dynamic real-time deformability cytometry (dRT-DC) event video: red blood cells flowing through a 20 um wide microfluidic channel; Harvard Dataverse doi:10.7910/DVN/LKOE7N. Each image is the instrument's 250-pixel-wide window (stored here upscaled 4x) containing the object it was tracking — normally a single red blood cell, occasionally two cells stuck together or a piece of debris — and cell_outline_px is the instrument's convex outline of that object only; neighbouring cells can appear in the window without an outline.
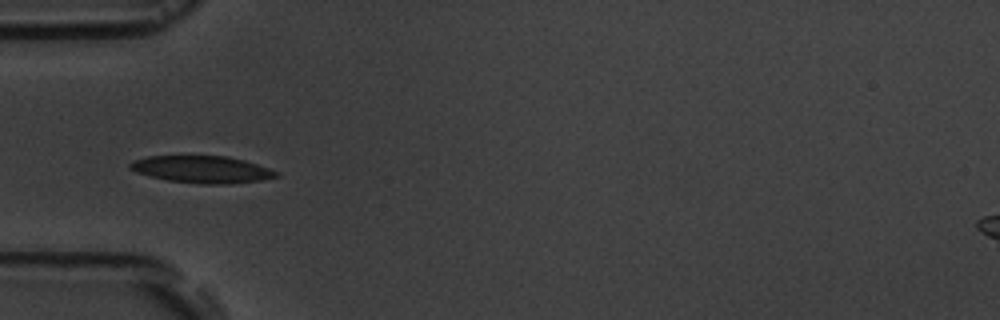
{"species": "common noctule bat (a hibernating species)", "species_latin": "Nyctalus noctula", "temperature_condition": "room temperature", "stored_images_in_passage": 16, "camera_frame_rate_fps": 3000, "um_per_image_px": 0.085, "animal": {"sex": "male", "body_mass_g": 19.5, "forearm_length_mm": 54.6}, "frame": {"image": 1, "passage_image": 5, "time_ms": 4.333, "image_size_px": [1000, 320], "cell_outline_px": [[280, 176], [260, 180], [232, 184], [200, 184], [168, 180], [148, 176], [136, 172], [128, 168], [128, 164], [132, 160], [148, 156], [228, 156], [244, 160], [268, 168], [276, 172]], "centroid_in_image_um": [17.12, 14.4], "position_along_channel_um": 67.9, "area_um2": 23.12}}
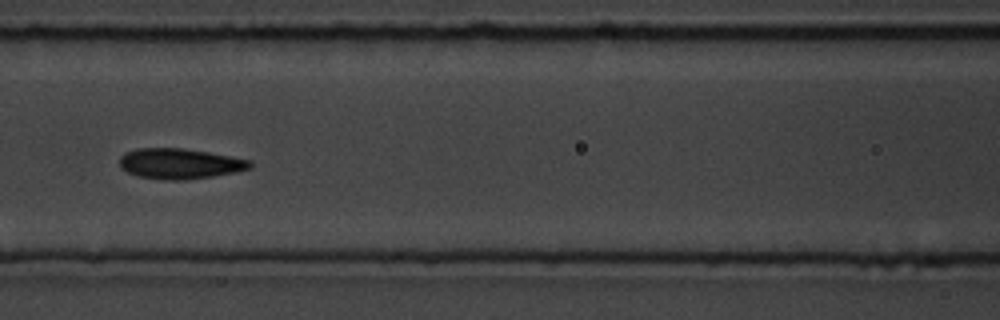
{"frame": {"image": 2, "passage_image": 7, "time_ms": 6.667, "image_size_px": [1000, 320], "cell_outline_px": [[252, 168], [236, 172], [188, 180], [168, 180], [140, 176], [128, 172], [120, 168], [120, 156], [124, 152], [136, 148], [184, 148], [208, 152], [252, 160]], "centroid_in_image_um": [15.29, 13.9], "position_along_channel_um": 151.3, "area_um2": 23.24}}
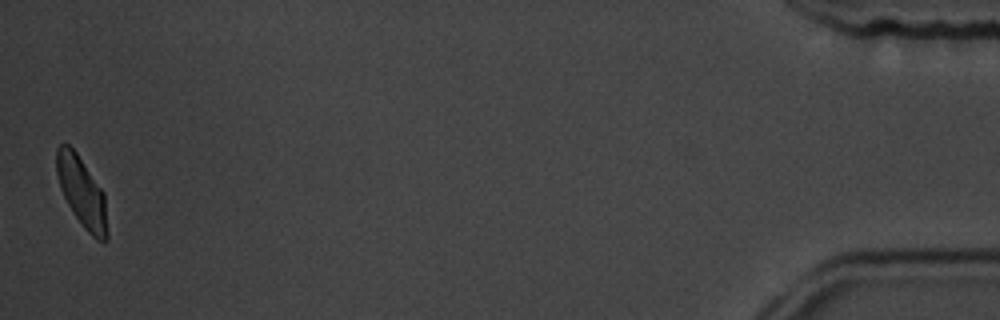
{"frame": {"image": 3, "passage_image": 16, "time_ms": 17.0, "image_size_px": [1000, 320], "cell_outline_px": [[108, 240], [96, 240], [84, 228], [68, 204], [60, 188], [56, 172], [56, 148], [60, 144], [68, 144], [76, 152], [104, 192], [108, 232]], "centroid_in_image_um": [6.96, 16.33], "position_along_channel_um": 428.2, "area_um2": 20.58}, "authors_computed_cell_mechanics": {"area_um2": 23.1778, "velocity_mm_per_s": 3.582, "shape_relaxation_time_tau1_ms": 2.8367, "shape_relaxation_time_tau2_ms": 0.9975, "deformation_change_tau1": 0.0891, "deformation_change_tau2": 0.0359}}